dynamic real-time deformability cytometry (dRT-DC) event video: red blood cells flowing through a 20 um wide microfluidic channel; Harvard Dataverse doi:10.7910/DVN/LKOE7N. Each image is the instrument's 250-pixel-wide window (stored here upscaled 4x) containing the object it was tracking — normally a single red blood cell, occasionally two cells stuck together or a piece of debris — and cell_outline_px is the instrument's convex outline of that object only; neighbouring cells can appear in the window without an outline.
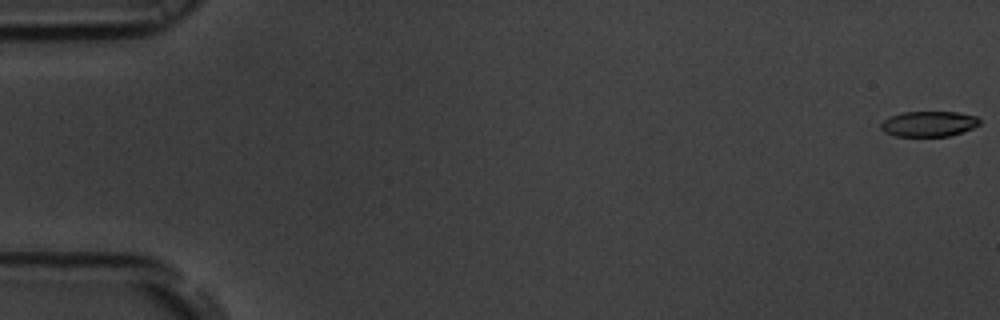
{"species": "common noctule bat (a hibernating species)", "species_latin": "Nyctalus noctula", "temperature_condition": "room temperature", "stored_images_in_passage": 13, "camera_frame_rate_fps": 3000, "um_per_image_px": 0.085, "animal": {"sex": "male", "body_mass_g": 19.5, "forearm_length_mm": 54.6}, "frame": {"image": 1, "passage_image": 1, "time_ms": 0.0, "image_size_px": [1000, 320], "cell_outline_px": [[980, 124], [972, 128], [948, 136], [896, 136], [884, 132], [880, 128], [880, 124], [888, 116], [900, 112], [956, 112], [976, 116], [980, 120]], "centroid_in_image_um": [78.9, 10.52], "position_along_channel_um": 6.1, "area_um2": 14.62}}